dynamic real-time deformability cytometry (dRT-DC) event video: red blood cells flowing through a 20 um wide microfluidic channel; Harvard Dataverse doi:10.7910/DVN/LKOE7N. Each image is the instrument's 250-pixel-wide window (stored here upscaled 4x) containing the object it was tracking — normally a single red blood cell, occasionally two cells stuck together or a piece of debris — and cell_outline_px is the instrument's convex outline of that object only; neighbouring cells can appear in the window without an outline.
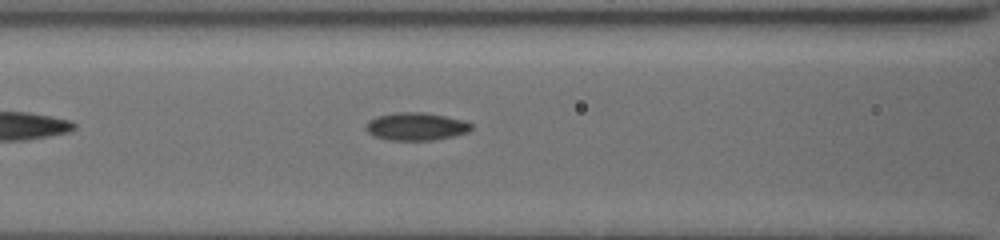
{"species": "common noctule bat (a hibernating species)", "species_latin": "Nyctalus noctula", "temperature_condition": "cold", "stored_images_in_passage": 32, "camera_frame_rate_fps": 3000, "um_per_image_px": 0.085, "animal": {"sex": "female", "body_mass_g": 19.5, "forearm_length_mm": 54.1}, "frame": {"image": 1, "passage_image": 7, "time_ms": 2.0, "image_size_px": [1000, 240], "cell_outline_px": [[472, 128], [468, 132], [452, 136], [432, 140], [392, 140], [376, 136], [368, 132], [364, 128], [368, 120], [376, 116], [396, 112], [424, 112], [464, 120], [472, 124]], "centroid_in_image_um": [35.35, 10.74], "position_along_channel_um": 131.2, "area_um2": 16.99}}
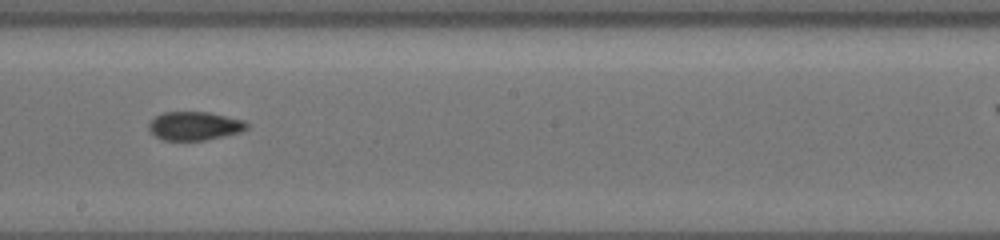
{"frame": {"image": 2, "passage_image": 15, "time_ms": 4.667, "image_size_px": [1000, 240], "cell_outline_px": [[248, 128], [240, 132], [204, 140], [160, 140], [148, 128], [148, 124], [156, 116], [164, 112], [212, 112], [244, 120], [248, 124]], "centroid_in_image_um": [16.55, 10.69], "position_along_channel_um": 231.7, "area_um2": 16.3}}
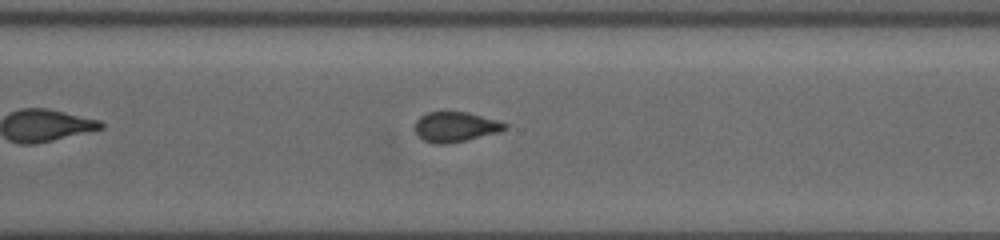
{"frame": {"image": 3, "passage_image": 23, "time_ms": 7.333, "image_size_px": [1000, 240], "cell_outline_px": [[508, 128], [500, 132], [448, 144], [436, 144], [424, 140], [416, 136], [412, 128], [416, 120], [420, 116], [428, 112], [468, 112], [496, 120], [508, 124]], "centroid_in_image_um": [38.66, 10.79], "position_along_channel_um": 331.9, "area_um2": 15.95}}